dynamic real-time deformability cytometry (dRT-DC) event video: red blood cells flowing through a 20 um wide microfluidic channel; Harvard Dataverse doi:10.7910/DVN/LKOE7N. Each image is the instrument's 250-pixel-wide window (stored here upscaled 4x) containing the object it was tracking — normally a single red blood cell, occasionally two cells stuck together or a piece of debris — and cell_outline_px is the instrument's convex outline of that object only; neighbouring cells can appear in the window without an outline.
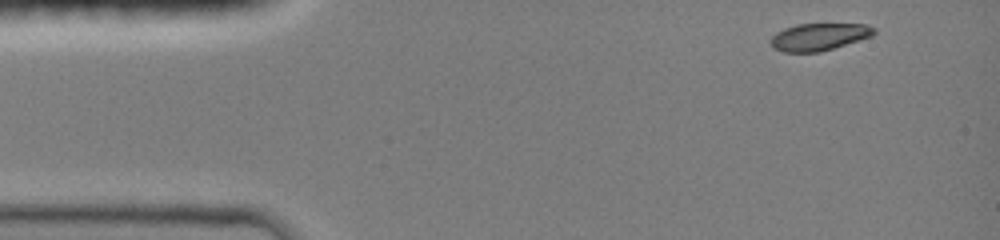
{"species": "common noctule bat (a hibernating species)", "species_latin": "Nyctalus noctula", "temperature_condition": "room temperature", "stored_images_in_passage": 41, "camera_frame_rate_fps": 3000, "um_per_image_px": 0.085, "animal": {"sex": "female", "body_mass_g": 19.0, "forearm_length_mm": 51.5}, "frame": {"image": 1, "passage_image": 1, "time_ms": 0.0, "image_size_px": [1000, 240], "cell_outline_px": [[876, 32], [872, 36], [820, 52], [784, 52], [772, 48], [772, 36], [776, 32], [784, 28], [796, 24], [868, 24], [876, 28]], "centroid_in_image_um": [69.63, 3.12], "position_along_channel_um": 15.4, "area_um2": 16.42}}
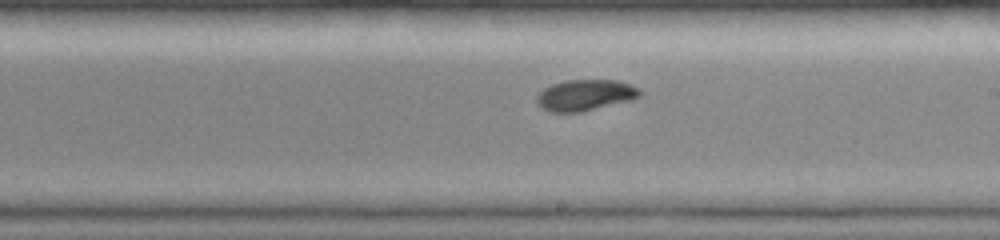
{"frame": {"image": 2, "passage_image": 24, "time_ms": 7.667, "image_size_px": [1000, 240], "cell_outline_px": [[640, 96], [632, 100], [580, 112], [548, 112], [536, 100], [536, 96], [544, 88], [552, 84], [564, 80], [616, 80], [632, 84], [640, 88]], "centroid_in_image_um": [49.77, 8.07], "position_along_channel_um": 239.2, "area_um2": 18.67}}
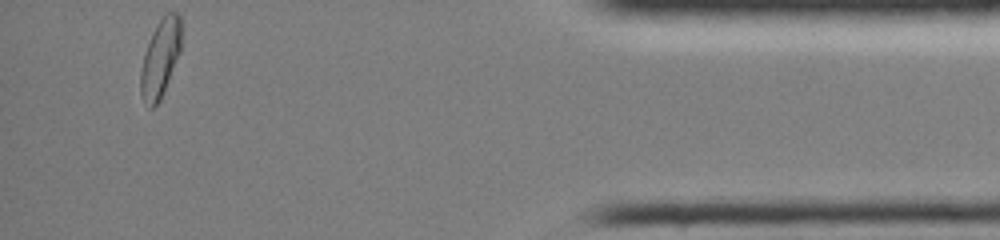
{"frame": {"image": 3, "passage_image": 41, "time_ms": 13.333, "image_size_px": [1000, 240], "cell_outline_px": [[180, 52], [164, 92], [160, 100], [152, 108], [148, 108], [140, 92], [140, 72], [144, 52], [152, 32], [156, 24], [164, 12], [180, 12]], "centroid_in_image_um": [13.61, 4.92], "position_along_channel_um": 421.6, "area_um2": 18.55}, "authors_computed_cell_mechanics": {"area_um2": 18.0336, "velocity_mm_per_s": 4.0473, "shape_relaxation_time_tau1_ms": 3.1294, "shape_relaxation_time_tau2_ms": null, "deformation_change_tau1": 0.1452, "deformation_change_tau2": null}}